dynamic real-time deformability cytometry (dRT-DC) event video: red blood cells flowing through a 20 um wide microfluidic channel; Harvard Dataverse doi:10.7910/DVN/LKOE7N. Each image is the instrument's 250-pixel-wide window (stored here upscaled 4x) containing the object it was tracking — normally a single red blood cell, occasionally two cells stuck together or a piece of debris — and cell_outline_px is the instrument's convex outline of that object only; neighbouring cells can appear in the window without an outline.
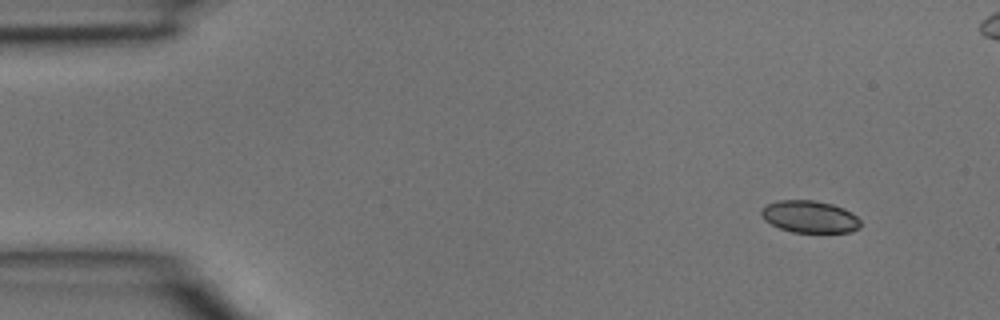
{"species": "common noctule bat (a hibernating species)", "species_latin": "Nyctalus noctula", "temperature_condition": "room temperature", "stored_images_in_passage": 4, "camera_frame_rate_fps": 3000, "um_per_image_px": 0.085, "animal": {"sex": "male", "body_mass_g": 15.6}, "frame": {"image": 1, "passage_image": 1, "time_ms": 0.0, "image_size_px": [1000, 320], "cell_outline_px": [[860, 228], [852, 232], [792, 232], [780, 228], [764, 220], [760, 212], [768, 204], [776, 200], [812, 200], [832, 204], [844, 208], [852, 212], [860, 220]], "centroid_in_image_um": [68.85, 18.42], "position_along_channel_um": 16.2, "area_um2": 18.55}}
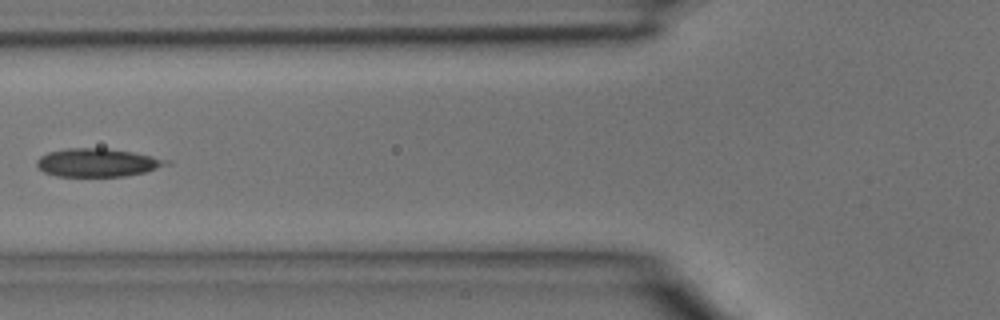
{"frame": {"image": 2, "passage_image": 4, "time_ms": 1.0, "image_size_px": [1000, 320], "cell_outline_px": [[172, 164], [144, 172], [124, 176], [56, 176], [44, 172], [36, 164], [36, 160], [40, 156], [48, 152], [68, 148], [108, 148], [132, 152], [172, 160]], "centroid_in_image_um": [8.31, 13.81], "position_along_channel_um": 117.5, "area_um2": 21.39}}